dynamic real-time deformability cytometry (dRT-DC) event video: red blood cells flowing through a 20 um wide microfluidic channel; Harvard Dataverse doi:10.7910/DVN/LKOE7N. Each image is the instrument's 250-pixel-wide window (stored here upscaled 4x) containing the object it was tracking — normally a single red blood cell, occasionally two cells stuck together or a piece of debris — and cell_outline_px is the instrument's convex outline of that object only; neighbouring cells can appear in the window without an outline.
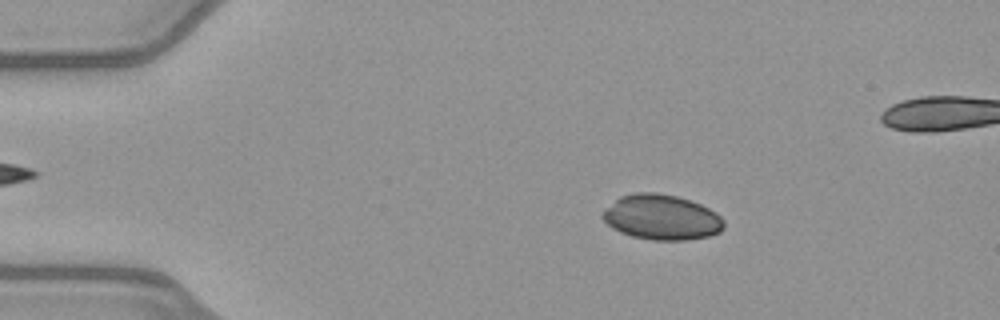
{"species": "common noctule bat (a hibernating species)", "species_latin": "Nyctalus noctula", "temperature_condition": "warm", "stored_images_in_passage": 48, "camera_frame_rate_fps": 3000, "um_per_image_px": 0.085, "animal": {"sex": "female", "body_mass_g": 21.9}, "frame": {"image": 1, "passage_image": 9, "time_ms": 2.667, "image_size_px": [1000, 320], "cell_outline_px": [[724, 228], [720, 232], [708, 236], [684, 240], [652, 240], [632, 236], [620, 232], [612, 228], [600, 216], [620, 196], [636, 192], [656, 192], [676, 196], [700, 204], [716, 212], [724, 220]], "centroid_in_image_um": [56.25, 18.47], "position_along_channel_um": 28.7, "area_um2": 31.73}}
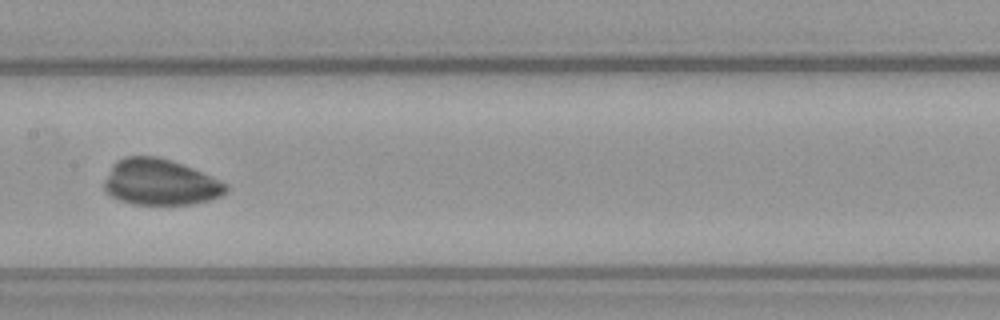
{"frame": {"image": 2, "passage_image": 26, "time_ms": 8.333, "image_size_px": [1000, 320], "cell_outline_px": [[228, 192], [220, 196], [208, 200], [192, 204], [132, 204], [120, 200], [112, 196], [104, 188], [104, 180], [112, 164], [116, 160], [124, 156], [156, 156], [192, 168], [220, 180], [228, 184]], "centroid_in_image_um": [13.6, 15.49], "position_along_channel_um": 193.8, "area_um2": 32.54}}